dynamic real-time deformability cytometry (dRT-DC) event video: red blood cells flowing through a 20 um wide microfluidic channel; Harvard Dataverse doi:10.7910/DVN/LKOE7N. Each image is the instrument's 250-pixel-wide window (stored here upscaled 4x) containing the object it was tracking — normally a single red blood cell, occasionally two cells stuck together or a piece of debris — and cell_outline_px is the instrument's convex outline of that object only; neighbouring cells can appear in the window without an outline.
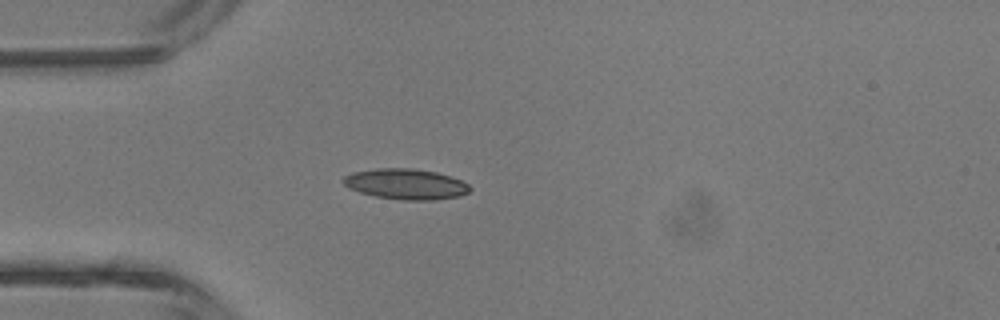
{"species": "common noctule bat (a hibernating species)", "species_latin": "Nyctalus noctula", "temperature_condition": "room temperature", "stored_images_in_passage": 35, "camera_frame_rate_fps": 3000, "um_per_image_px": 0.085, "animal": {"sex": "male", "body_mass_g": 13.3}, "frame": {"image": 1, "passage_image": 3, "time_ms": 0.667, "image_size_px": [1000, 320], "cell_outline_px": [[472, 188], [468, 192], [460, 196], [436, 200], [404, 200], [376, 196], [360, 192], [348, 188], [340, 180], [344, 176], [352, 172], [376, 168], [412, 168], [436, 172], [452, 176], [468, 184]], "centroid_in_image_um": [34.49, 15.64], "position_along_channel_um": 50.5, "area_um2": 22.72}}
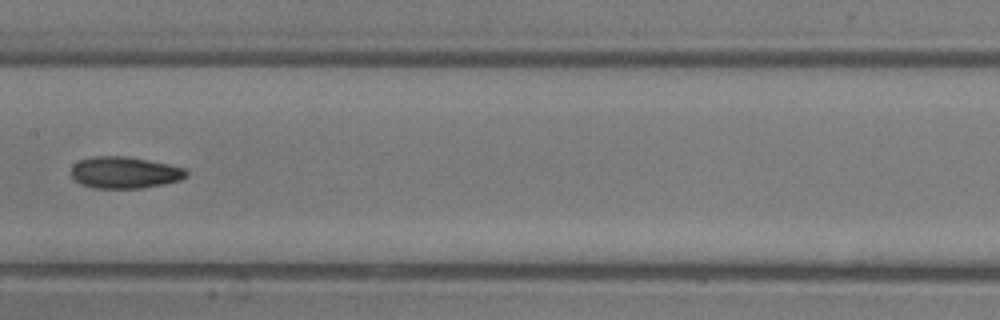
{"frame": {"image": 2, "passage_image": 13, "time_ms": 4.0, "image_size_px": [1000, 320], "cell_outline_px": [[188, 176], [180, 180], [164, 184], [140, 188], [92, 188], [80, 184], [72, 176], [72, 164], [80, 160], [92, 156], [128, 156], [168, 164], [184, 168], [188, 172]], "centroid_in_image_um": [10.59, 14.66], "position_along_channel_um": 196.8, "area_um2": 21.33}}
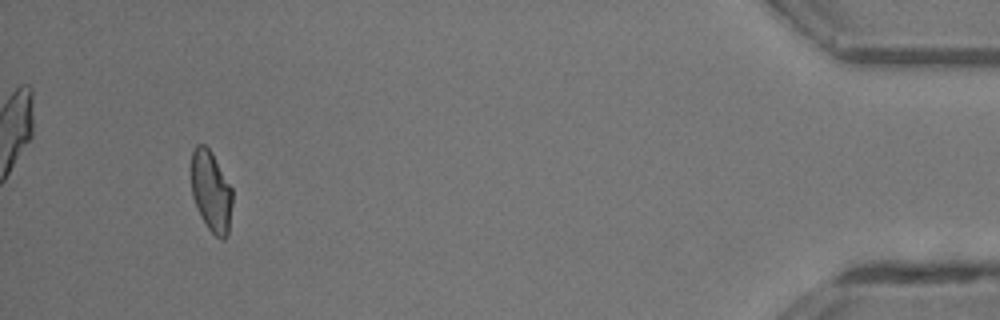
{"frame": {"image": 3, "passage_image": 32, "time_ms": 10.333, "image_size_px": [1000, 320], "cell_outline_px": [[232, 204], [228, 236], [224, 240], [220, 240], [208, 228], [200, 216], [192, 196], [192, 152], [196, 144], [204, 144], [212, 152], [232, 188]], "centroid_in_image_um": [17.96, 16.29], "position_along_channel_um": 417.2, "area_um2": 19.48}, "authors_computed_cell_mechanics": {"area_um2": 20.519, "velocity_mm_per_s": 4.6794, "shape_relaxation_time_tau1_ms": 4.3378, "shape_relaxation_time_tau2_ms": 1.8299, "deformation_change_tau1": 0.116, "deformation_change_tau2": 0.0732}}